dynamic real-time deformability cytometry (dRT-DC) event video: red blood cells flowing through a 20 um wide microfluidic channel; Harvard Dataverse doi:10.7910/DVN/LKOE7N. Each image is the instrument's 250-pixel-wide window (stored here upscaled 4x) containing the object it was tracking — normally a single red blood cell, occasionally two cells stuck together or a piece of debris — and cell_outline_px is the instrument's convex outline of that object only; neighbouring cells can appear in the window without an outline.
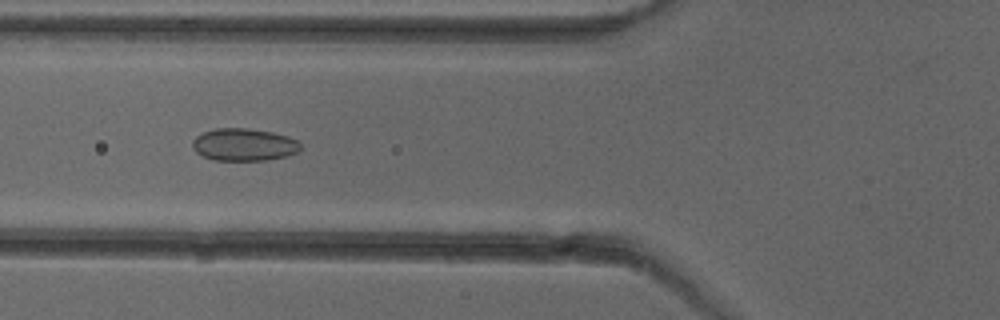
{"species": "common noctule bat (a hibernating species)", "species_latin": "Nyctalus noctula", "temperature_condition": "cold", "stored_images_in_passage": 34, "camera_frame_rate_fps": 3000, "um_per_image_px": 0.085, "animal": {"sex": "female"}, "frame": {"image": 1, "passage_image": 6, "time_ms": 1.667, "image_size_px": [1000, 320], "cell_outline_px": [[300, 148], [296, 152], [288, 156], [268, 160], [216, 160], [204, 156], [196, 152], [192, 148], [192, 140], [196, 136], [204, 132], [216, 128], [248, 128], [272, 132], [288, 136], [296, 140], [300, 144]], "centroid_in_image_um": [20.73, 12.29], "position_along_channel_um": 105.1, "area_um2": 20.4}}
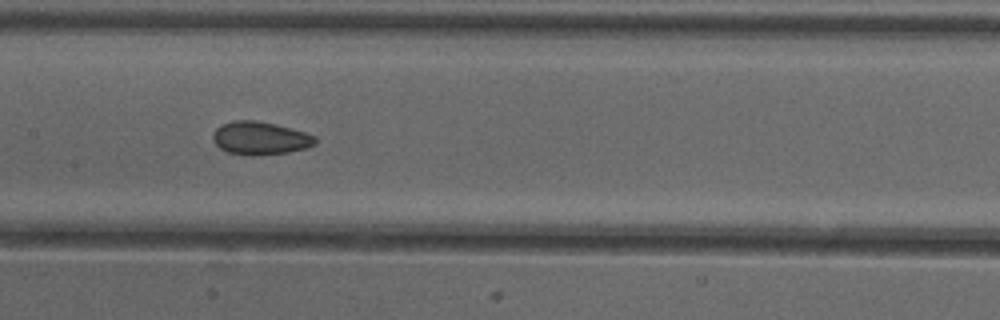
{"frame": {"image": 2, "passage_image": 12, "time_ms": 3.667, "image_size_px": [1000, 320], "cell_outline_px": [[316, 144], [304, 148], [288, 152], [252, 156], [228, 152], [220, 148], [212, 140], [212, 136], [216, 128], [220, 124], [232, 120], [256, 120], [276, 124], [304, 132], [316, 136]], "centroid_in_image_um": [22.08, 11.73], "position_along_channel_um": 185.3, "area_um2": 19.77}}
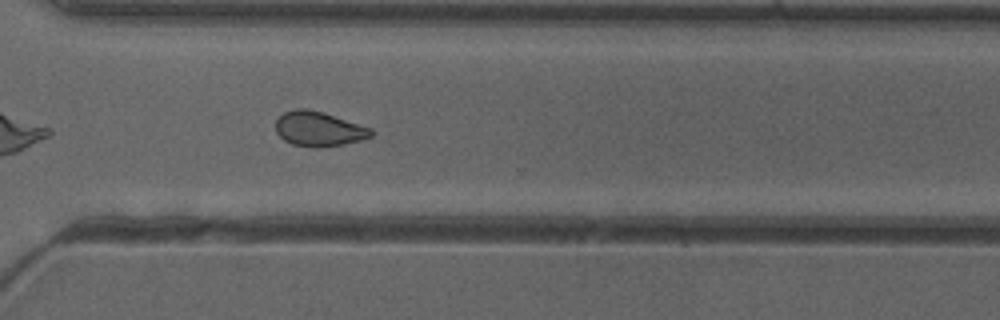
{"frame": {"image": 3, "passage_image": 24, "time_ms": 7.667, "image_size_px": [1000, 320], "cell_outline_px": [[372, 136], [360, 140], [344, 144], [316, 148], [312, 148], [292, 144], [284, 140], [276, 132], [276, 120], [284, 112], [296, 108], [308, 108], [372, 128]], "centroid_in_image_um": [27.07, 10.96], "position_along_channel_um": 343.5, "area_um2": 19.19}}